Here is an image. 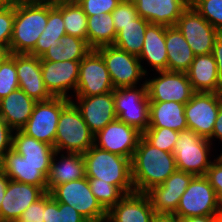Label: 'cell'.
Here are the masks:
<instances>
[{
    "instance_id": "6da1fadb",
    "label": "cell",
    "mask_w": 222,
    "mask_h": 222,
    "mask_svg": "<svg viewBox=\"0 0 222 222\" xmlns=\"http://www.w3.org/2000/svg\"><path fill=\"white\" fill-rule=\"evenodd\" d=\"M177 170L173 153L162 151L140 138L131 159V176L135 192L146 193L161 185Z\"/></svg>"
},
{
    "instance_id": "7a4b0ae2",
    "label": "cell",
    "mask_w": 222,
    "mask_h": 222,
    "mask_svg": "<svg viewBox=\"0 0 222 222\" xmlns=\"http://www.w3.org/2000/svg\"><path fill=\"white\" fill-rule=\"evenodd\" d=\"M48 4L40 0H20L15 4V19L10 53L30 54L47 26Z\"/></svg>"
},
{
    "instance_id": "3957f363",
    "label": "cell",
    "mask_w": 222,
    "mask_h": 222,
    "mask_svg": "<svg viewBox=\"0 0 222 222\" xmlns=\"http://www.w3.org/2000/svg\"><path fill=\"white\" fill-rule=\"evenodd\" d=\"M87 178L118 186L125 194L135 192L131 176V160L95 145L83 154Z\"/></svg>"
},
{
    "instance_id": "277c9868",
    "label": "cell",
    "mask_w": 222,
    "mask_h": 222,
    "mask_svg": "<svg viewBox=\"0 0 222 222\" xmlns=\"http://www.w3.org/2000/svg\"><path fill=\"white\" fill-rule=\"evenodd\" d=\"M94 145V134L79 109L70 101L61 111L54 141L55 151L84 154Z\"/></svg>"
},
{
    "instance_id": "5b68a950",
    "label": "cell",
    "mask_w": 222,
    "mask_h": 222,
    "mask_svg": "<svg viewBox=\"0 0 222 222\" xmlns=\"http://www.w3.org/2000/svg\"><path fill=\"white\" fill-rule=\"evenodd\" d=\"M209 139L197 135L191 129L179 132L173 151L177 170L196 175H206L212 163ZM211 147V148H210Z\"/></svg>"
},
{
    "instance_id": "8992f818",
    "label": "cell",
    "mask_w": 222,
    "mask_h": 222,
    "mask_svg": "<svg viewBox=\"0 0 222 222\" xmlns=\"http://www.w3.org/2000/svg\"><path fill=\"white\" fill-rule=\"evenodd\" d=\"M49 193L58 203L74 207L88 222H106L107 211L92 193L87 177L57 185Z\"/></svg>"
},
{
    "instance_id": "52a82bcc",
    "label": "cell",
    "mask_w": 222,
    "mask_h": 222,
    "mask_svg": "<svg viewBox=\"0 0 222 222\" xmlns=\"http://www.w3.org/2000/svg\"><path fill=\"white\" fill-rule=\"evenodd\" d=\"M139 86L114 89L113 98L117 119L143 133L149 127L150 101L145 81Z\"/></svg>"
},
{
    "instance_id": "ba28073f",
    "label": "cell",
    "mask_w": 222,
    "mask_h": 222,
    "mask_svg": "<svg viewBox=\"0 0 222 222\" xmlns=\"http://www.w3.org/2000/svg\"><path fill=\"white\" fill-rule=\"evenodd\" d=\"M96 50L106 63L114 89L136 87L141 83V79L144 80V76H148L147 69L137 56L113 45L102 46Z\"/></svg>"
},
{
    "instance_id": "9c48e42d",
    "label": "cell",
    "mask_w": 222,
    "mask_h": 222,
    "mask_svg": "<svg viewBox=\"0 0 222 222\" xmlns=\"http://www.w3.org/2000/svg\"><path fill=\"white\" fill-rule=\"evenodd\" d=\"M222 211L215 190L205 175H196L182 194L174 214L179 217L218 216Z\"/></svg>"
},
{
    "instance_id": "30bf717a",
    "label": "cell",
    "mask_w": 222,
    "mask_h": 222,
    "mask_svg": "<svg viewBox=\"0 0 222 222\" xmlns=\"http://www.w3.org/2000/svg\"><path fill=\"white\" fill-rule=\"evenodd\" d=\"M70 101L62 97H53L47 101L36 102L30 118L20 130L26 135L54 147L61 111Z\"/></svg>"
},
{
    "instance_id": "8fae6325",
    "label": "cell",
    "mask_w": 222,
    "mask_h": 222,
    "mask_svg": "<svg viewBox=\"0 0 222 222\" xmlns=\"http://www.w3.org/2000/svg\"><path fill=\"white\" fill-rule=\"evenodd\" d=\"M221 102L222 93L195 92L184 109L188 129L209 139L212 136Z\"/></svg>"
},
{
    "instance_id": "7c38bea8",
    "label": "cell",
    "mask_w": 222,
    "mask_h": 222,
    "mask_svg": "<svg viewBox=\"0 0 222 222\" xmlns=\"http://www.w3.org/2000/svg\"><path fill=\"white\" fill-rule=\"evenodd\" d=\"M153 79L144 77L148 99L150 102H178L186 104L195 91L188 79L187 73L175 71H157Z\"/></svg>"
},
{
    "instance_id": "4fadbf2b",
    "label": "cell",
    "mask_w": 222,
    "mask_h": 222,
    "mask_svg": "<svg viewBox=\"0 0 222 222\" xmlns=\"http://www.w3.org/2000/svg\"><path fill=\"white\" fill-rule=\"evenodd\" d=\"M175 26L183 34L195 56L212 53L220 32L192 5L183 12Z\"/></svg>"
},
{
    "instance_id": "5bb4252c",
    "label": "cell",
    "mask_w": 222,
    "mask_h": 222,
    "mask_svg": "<svg viewBox=\"0 0 222 222\" xmlns=\"http://www.w3.org/2000/svg\"><path fill=\"white\" fill-rule=\"evenodd\" d=\"M114 86L106 63L96 49L80 61L76 96H96L113 92Z\"/></svg>"
},
{
    "instance_id": "9a60e30c",
    "label": "cell",
    "mask_w": 222,
    "mask_h": 222,
    "mask_svg": "<svg viewBox=\"0 0 222 222\" xmlns=\"http://www.w3.org/2000/svg\"><path fill=\"white\" fill-rule=\"evenodd\" d=\"M141 137L138 129L116 119L94 135V145L131 160Z\"/></svg>"
},
{
    "instance_id": "2e32d148",
    "label": "cell",
    "mask_w": 222,
    "mask_h": 222,
    "mask_svg": "<svg viewBox=\"0 0 222 222\" xmlns=\"http://www.w3.org/2000/svg\"><path fill=\"white\" fill-rule=\"evenodd\" d=\"M80 61H59L53 62L41 60V71L43 81L49 93L53 97H62L72 100L68 94L73 90L76 92L79 78Z\"/></svg>"
},
{
    "instance_id": "e0dca14e",
    "label": "cell",
    "mask_w": 222,
    "mask_h": 222,
    "mask_svg": "<svg viewBox=\"0 0 222 222\" xmlns=\"http://www.w3.org/2000/svg\"><path fill=\"white\" fill-rule=\"evenodd\" d=\"M195 175L176 170L161 185L152 187L146 192L155 213L174 214L182 194Z\"/></svg>"
},
{
    "instance_id": "ac0fdd59",
    "label": "cell",
    "mask_w": 222,
    "mask_h": 222,
    "mask_svg": "<svg viewBox=\"0 0 222 222\" xmlns=\"http://www.w3.org/2000/svg\"><path fill=\"white\" fill-rule=\"evenodd\" d=\"M71 101L79 109L83 120L94 135L117 119L113 92L96 96H76L75 101Z\"/></svg>"
},
{
    "instance_id": "d6986e66",
    "label": "cell",
    "mask_w": 222,
    "mask_h": 222,
    "mask_svg": "<svg viewBox=\"0 0 222 222\" xmlns=\"http://www.w3.org/2000/svg\"><path fill=\"white\" fill-rule=\"evenodd\" d=\"M14 61L19 89H22L36 102L53 98L43 81L40 57L14 53Z\"/></svg>"
},
{
    "instance_id": "ffe728a7",
    "label": "cell",
    "mask_w": 222,
    "mask_h": 222,
    "mask_svg": "<svg viewBox=\"0 0 222 222\" xmlns=\"http://www.w3.org/2000/svg\"><path fill=\"white\" fill-rule=\"evenodd\" d=\"M44 194L45 192L39 186L9 180L1 202L0 222H15L31 204Z\"/></svg>"
},
{
    "instance_id": "44dd1931",
    "label": "cell",
    "mask_w": 222,
    "mask_h": 222,
    "mask_svg": "<svg viewBox=\"0 0 222 222\" xmlns=\"http://www.w3.org/2000/svg\"><path fill=\"white\" fill-rule=\"evenodd\" d=\"M2 170L10 180L39 186L47 192L50 164H31L12 148L3 155Z\"/></svg>"
},
{
    "instance_id": "7402d4cb",
    "label": "cell",
    "mask_w": 222,
    "mask_h": 222,
    "mask_svg": "<svg viewBox=\"0 0 222 222\" xmlns=\"http://www.w3.org/2000/svg\"><path fill=\"white\" fill-rule=\"evenodd\" d=\"M154 214L146 193L132 192L107 211L106 222H152Z\"/></svg>"
},
{
    "instance_id": "603a6c76",
    "label": "cell",
    "mask_w": 222,
    "mask_h": 222,
    "mask_svg": "<svg viewBox=\"0 0 222 222\" xmlns=\"http://www.w3.org/2000/svg\"><path fill=\"white\" fill-rule=\"evenodd\" d=\"M138 15L153 24L175 26L190 0H132Z\"/></svg>"
},
{
    "instance_id": "cb8c5ba5",
    "label": "cell",
    "mask_w": 222,
    "mask_h": 222,
    "mask_svg": "<svg viewBox=\"0 0 222 222\" xmlns=\"http://www.w3.org/2000/svg\"><path fill=\"white\" fill-rule=\"evenodd\" d=\"M60 154V152L55 151L51 159L46 182L47 192H50L57 185L86 177L83 154L71 152H66V155ZM58 155H60V159L56 158Z\"/></svg>"
},
{
    "instance_id": "d4e9b609",
    "label": "cell",
    "mask_w": 222,
    "mask_h": 222,
    "mask_svg": "<svg viewBox=\"0 0 222 222\" xmlns=\"http://www.w3.org/2000/svg\"><path fill=\"white\" fill-rule=\"evenodd\" d=\"M186 73L195 92L222 93V81L212 53L195 56Z\"/></svg>"
},
{
    "instance_id": "484cf974",
    "label": "cell",
    "mask_w": 222,
    "mask_h": 222,
    "mask_svg": "<svg viewBox=\"0 0 222 222\" xmlns=\"http://www.w3.org/2000/svg\"><path fill=\"white\" fill-rule=\"evenodd\" d=\"M166 27L159 24H148L143 47L138 57L141 63H144V60L147 61L156 72L167 70Z\"/></svg>"
},
{
    "instance_id": "4316f807",
    "label": "cell",
    "mask_w": 222,
    "mask_h": 222,
    "mask_svg": "<svg viewBox=\"0 0 222 222\" xmlns=\"http://www.w3.org/2000/svg\"><path fill=\"white\" fill-rule=\"evenodd\" d=\"M35 103L22 89H16L0 100V115L13 130H20L30 118Z\"/></svg>"
},
{
    "instance_id": "83f0119b",
    "label": "cell",
    "mask_w": 222,
    "mask_h": 222,
    "mask_svg": "<svg viewBox=\"0 0 222 222\" xmlns=\"http://www.w3.org/2000/svg\"><path fill=\"white\" fill-rule=\"evenodd\" d=\"M167 70L187 72L195 55L176 26L166 27Z\"/></svg>"
},
{
    "instance_id": "f1b7e54d",
    "label": "cell",
    "mask_w": 222,
    "mask_h": 222,
    "mask_svg": "<svg viewBox=\"0 0 222 222\" xmlns=\"http://www.w3.org/2000/svg\"><path fill=\"white\" fill-rule=\"evenodd\" d=\"M185 104L178 102H150L149 127L169 128L181 132L188 129Z\"/></svg>"
},
{
    "instance_id": "f546056e",
    "label": "cell",
    "mask_w": 222,
    "mask_h": 222,
    "mask_svg": "<svg viewBox=\"0 0 222 222\" xmlns=\"http://www.w3.org/2000/svg\"><path fill=\"white\" fill-rule=\"evenodd\" d=\"M12 149L31 164H51V159L55 153L53 146L40 142L21 130H14Z\"/></svg>"
},
{
    "instance_id": "4dcf8cb0",
    "label": "cell",
    "mask_w": 222,
    "mask_h": 222,
    "mask_svg": "<svg viewBox=\"0 0 222 222\" xmlns=\"http://www.w3.org/2000/svg\"><path fill=\"white\" fill-rule=\"evenodd\" d=\"M66 35L62 18V5L52 7L48 4V20L45 30L37 40L30 55L41 57L49 48L60 44V39Z\"/></svg>"
},
{
    "instance_id": "1f68e13d",
    "label": "cell",
    "mask_w": 222,
    "mask_h": 222,
    "mask_svg": "<svg viewBox=\"0 0 222 222\" xmlns=\"http://www.w3.org/2000/svg\"><path fill=\"white\" fill-rule=\"evenodd\" d=\"M90 51L86 40L66 34L60 39V44L49 48L40 60L81 61Z\"/></svg>"
},
{
    "instance_id": "d6a6232c",
    "label": "cell",
    "mask_w": 222,
    "mask_h": 222,
    "mask_svg": "<svg viewBox=\"0 0 222 222\" xmlns=\"http://www.w3.org/2000/svg\"><path fill=\"white\" fill-rule=\"evenodd\" d=\"M87 31L91 49L113 45L117 36L111 13L88 16Z\"/></svg>"
},
{
    "instance_id": "836d02e7",
    "label": "cell",
    "mask_w": 222,
    "mask_h": 222,
    "mask_svg": "<svg viewBox=\"0 0 222 222\" xmlns=\"http://www.w3.org/2000/svg\"><path fill=\"white\" fill-rule=\"evenodd\" d=\"M150 22L140 16L125 26L117 33L113 46L139 57L147 26Z\"/></svg>"
},
{
    "instance_id": "e575fe53",
    "label": "cell",
    "mask_w": 222,
    "mask_h": 222,
    "mask_svg": "<svg viewBox=\"0 0 222 222\" xmlns=\"http://www.w3.org/2000/svg\"><path fill=\"white\" fill-rule=\"evenodd\" d=\"M44 222H88L74 207L58 203L49 192L44 194Z\"/></svg>"
},
{
    "instance_id": "d590c367",
    "label": "cell",
    "mask_w": 222,
    "mask_h": 222,
    "mask_svg": "<svg viewBox=\"0 0 222 222\" xmlns=\"http://www.w3.org/2000/svg\"><path fill=\"white\" fill-rule=\"evenodd\" d=\"M62 18L66 34L86 40L88 44V17L79 4L62 5Z\"/></svg>"
},
{
    "instance_id": "8d00e7d4",
    "label": "cell",
    "mask_w": 222,
    "mask_h": 222,
    "mask_svg": "<svg viewBox=\"0 0 222 222\" xmlns=\"http://www.w3.org/2000/svg\"><path fill=\"white\" fill-rule=\"evenodd\" d=\"M88 181L92 193L106 211L126 195L118 186L107 182H97V178H88Z\"/></svg>"
},
{
    "instance_id": "74e56055",
    "label": "cell",
    "mask_w": 222,
    "mask_h": 222,
    "mask_svg": "<svg viewBox=\"0 0 222 222\" xmlns=\"http://www.w3.org/2000/svg\"><path fill=\"white\" fill-rule=\"evenodd\" d=\"M179 132L169 128L148 127L142 137L153 147L173 153Z\"/></svg>"
},
{
    "instance_id": "f35d334b",
    "label": "cell",
    "mask_w": 222,
    "mask_h": 222,
    "mask_svg": "<svg viewBox=\"0 0 222 222\" xmlns=\"http://www.w3.org/2000/svg\"><path fill=\"white\" fill-rule=\"evenodd\" d=\"M19 89L14 53L5 54L0 60V100Z\"/></svg>"
},
{
    "instance_id": "ab89813d",
    "label": "cell",
    "mask_w": 222,
    "mask_h": 222,
    "mask_svg": "<svg viewBox=\"0 0 222 222\" xmlns=\"http://www.w3.org/2000/svg\"><path fill=\"white\" fill-rule=\"evenodd\" d=\"M202 17L219 32H222V0H190Z\"/></svg>"
},
{
    "instance_id": "60d3db41",
    "label": "cell",
    "mask_w": 222,
    "mask_h": 222,
    "mask_svg": "<svg viewBox=\"0 0 222 222\" xmlns=\"http://www.w3.org/2000/svg\"><path fill=\"white\" fill-rule=\"evenodd\" d=\"M15 19V4L0 7V50L10 53V41Z\"/></svg>"
},
{
    "instance_id": "b9f144b4",
    "label": "cell",
    "mask_w": 222,
    "mask_h": 222,
    "mask_svg": "<svg viewBox=\"0 0 222 222\" xmlns=\"http://www.w3.org/2000/svg\"><path fill=\"white\" fill-rule=\"evenodd\" d=\"M111 14L114 20L116 33L121 31V26L132 23L133 20L139 17L132 0H122Z\"/></svg>"
},
{
    "instance_id": "7bdbcfd3",
    "label": "cell",
    "mask_w": 222,
    "mask_h": 222,
    "mask_svg": "<svg viewBox=\"0 0 222 222\" xmlns=\"http://www.w3.org/2000/svg\"><path fill=\"white\" fill-rule=\"evenodd\" d=\"M122 0H78L79 6L88 16L110 14Z\"/></svg>"
},
{
    "instance_id": "ee69618b",
    "label": "cell",
    "mask_w": 222,
    "mask_h": 222,
    "mask_svg": "<svg viewBox=\"0 0 222 222\" xmlns=\"http://www.w3.org/2000/svg\"><path fill=\"white\" fill-rule=\"evenodd\" d=\"M205 176L215 190L219 205L222 208V153L214 158Z\"/></svg>"
},
{
    "instance_id": "f6af8a7d",
    "label": "cell",
    "mask_w": 222,
    "mask_h": 222,
    "mask_svg": "<svg viewBox=\"0 0 222 222\" xmlns=\"http://www.w3.org/2000/svg\"><path fill=\"white\" fill-rule=\"evenodd\" d=\"M15 222H44V195L31 204Z\"/></svg>"
},
{
    "instance_id": "bcb514c9",
    "label": "cell",
    "mask_w": 222,
    "mask_h": 222,
    "mask_svg": "<svg viewBox=\"0 0 222 222\" xmlns=\"http://www.w3.org/2000/svg\"><path fill=\"white\" fill-rule=\"evenodd\" d=\"M14 130L0 115V154L3 156L12 148Z\"/></svg>"
},
{
    "instance_id": "7dc6e473",
    "label": "cell",
    "mask_w": 222,
    "mask_h": 222,
    "mask_svg": "<svg viewBox=\"0 0 222 222\" xmlns=\"http://www.w3.org/2000/svg\"><path fill=\"white\" fill-rule=\"evenodd\" d=\"M212 55L214 60L216 61L217 72L219 75L220 80L222 81V32L216 38Z\"/></svg>"
},
{
    "instance_id": "c3c4849f",
    "label": "cell",
    "mask_w": 222,
    "mask_h": 222,
    "mask_svg": "<svg viewBox=\"0 0 222 222\" xmlns=\"http://www.w3.org/2000/svg\"><path fill=\"white\" fill-rule=\"evenodd\" d=\"M214 138L219 139V141L222 142V102L220 104L212 136L209 138V141L212 143V139Z\"/></svg>"
},
{
    "instance_id": "681fc988",
    "label": "cell",
    "mask_w": 222,
    "mask_h": 222,
    "mask_svg": "<svg viewBox=\"0 0 222 222\" xmlns=\"http://www.w3.org/2000/svg\"><path fill=\"white\" fill-rule=\"evenodd\" d=\"M152 222H179V216L169 213H155Z\"/></svg>"
},
{
    "instance_id": "f907efd6",
    "label": "cell",
    "mask_w": 222,
    "mask_h": 222,
    "mask_svg": "<svg viewBox=\"0 0 222 222\" xmlns=\"http://www.w3.org/2000/svg\"><path fill=\"white\" fill-rule=\"evenodd\" d=\"M179 222H217V216L179 217Z\"/></svg>"
},
{
    "instance_id": "816d5d0a",
    "label": "cell",
    "mask_w": 222,
    "mask_h": 222,
    "mask_svg": "<svg viewBox=\"0 0 222 222\" xmlns=\"http://www.w3.org/2000/svg\"><path fill=\"white\" fill-rule=\"evenodd\" d=\"M9 180H10L9 177L2 170L0 172V208H1V202L3 201V198L5 196V191L9 183Z\"/></svg>"
},
{
    "instance_id": "f5cc1de1",
    "label": "cell",
    "mask_w": 222,
    "mask_h": 222,
    "mask_svg": "<svg viewBox=\"0 0 222 222\" xmlns=\"http://www.w3.org/2000/svg\"><path fill=\"white\" fill-rule=\"evenodd\" d=\"M40 1L49 4L52 7L78 3V0H40Z\"/></svg>"
},
{
    "instance_id": "db71d44e",
    "label": "cell",
    "mask_w": 222,
    "mask_h": 222,
    "mask_svg": "<svg viewBox=\"0 0 222 222\" xmlns=\"http://www.w3.org/2000/svg\"><path fill=\"white\" fill-rule=\"evenodd\" d=\"M20 0H0V7H6L16 4Z\"/></svg>"
},
{
    "instance_id": "11a10c76",
    "label": "cell",
    "mask_w": 222,
    "mask_h": 222,
    "mask_svg": "<svg viewBox=\"0 0 222 222\" xmlns=\"http://www.w3.org/2000/svg\"><path fill=\"white\" fill-rule=\"evenodd\" d=\"M217 222H222V211L217 216Z\"/></svg>"
},
{
    "instance_id": "9f6ffc18",
    "label": "cell",
    "mask_w": 222,
    "mask_h": 222,
    "mask_svg": "<svg viewBox=\"0 0 222 222\" xmlns=\"http://www.w3.org/2000/svg\"><path fill=\"white\" fill-rule=\"evenodd\" d=\"M3 156L0 154V172L2 171Z\"/></svg>"
},
{
    "instance_id": "6f0895ef",
    "label": "cell",
    "mask_w": 222,
    "mask_h": 222,
    "mask_svg": "<svg viewBox=\"0 0 222 222\" xmlns=\"http://www.w3.org/2000/svg\"><path fill=\"white\" fill-rule=\"evenodd\" d=\"M6 53L2 50H0V60L2 59V57L5 55Z\"/></svg>"
}]
</instances>
